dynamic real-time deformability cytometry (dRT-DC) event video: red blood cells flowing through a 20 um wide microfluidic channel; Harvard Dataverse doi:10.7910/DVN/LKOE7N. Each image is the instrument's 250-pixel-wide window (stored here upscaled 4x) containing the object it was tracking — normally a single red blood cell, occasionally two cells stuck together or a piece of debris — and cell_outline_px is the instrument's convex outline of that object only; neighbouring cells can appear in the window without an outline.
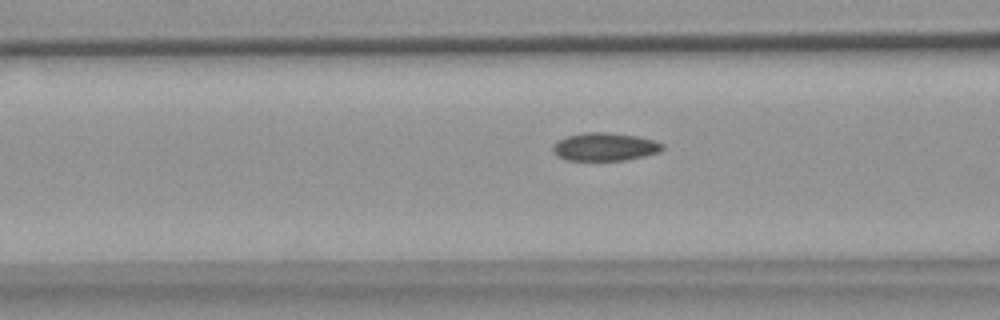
{"species": "common noctule bat (a hibernating species)", "species_latin": "Nyctalus noctula", "temperature_condition": "warm", "stored_images_in_passage": 38, "camera_frame_rate_fps": 3000, "um_per_image_px": 0.085, "animal": {"sex": "female", "body_mass_g": 18.4}, "frame": {"image": 1, "passage_image": 4, "time_ms": 1.0, "image_size_px": [1000, 320], "cell_outline_px": [[664, 148], [660, 152], [644, 156], [624, 160], [568, 160], [560, 156], [552, 148], [552, 144], [556, 140], [564, 136], [584, 132], [608, 132], [636, 136], [652, 140], [664, 144]], "centroid_in_image_um": [51.4, 12.46], "position_along_channel_um": 115.2, "area_um2": 17.92}}
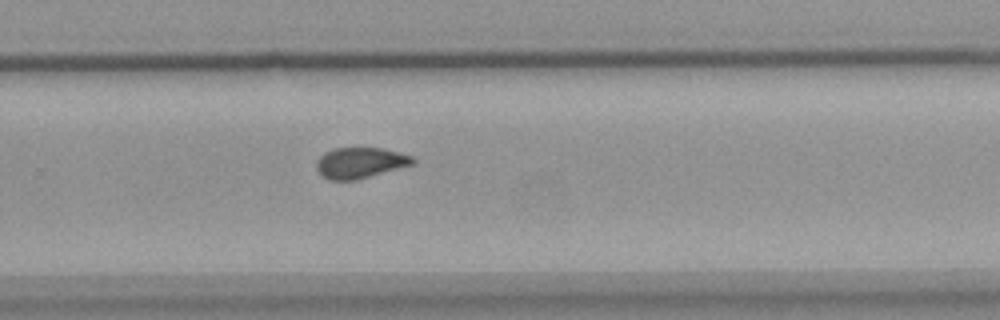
{"frame": {"image": 2, "passage_image": 19, "time_ms": 6.0, "image_size_px": [1000, 320], "cell_outline_px": [[416, 160], [412, 164], [356, 180], [328, 180], [320, 176], [316, 168], [316, 164], [320, 156], [324, 152], [332, 148], [380, 148], [412, 156]], "centroid_in_image_um": [30.54, 13.84], "position_along_channel_um": 299.3, "area_um2": 17.17}}
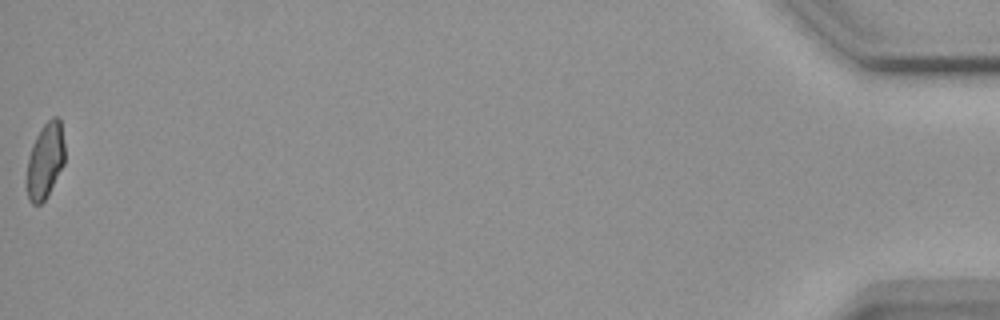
{"frame": {"image": 3, "passage_image": 38, "time_ms": 12.333, "image_size_px": [1000, 320], "cell_outline_px": [[64, 164], [48, 196], [40, 204], [32, 204], [28, 200], [28, 156], [32, 144], [36, 136], [44, 124], [52, 116], [60, 116], [64, 144]], "centroid_in_image_um": [3.86, 13.63], "position_along_channel_um": 431.3, "area_um2": 16.7}}